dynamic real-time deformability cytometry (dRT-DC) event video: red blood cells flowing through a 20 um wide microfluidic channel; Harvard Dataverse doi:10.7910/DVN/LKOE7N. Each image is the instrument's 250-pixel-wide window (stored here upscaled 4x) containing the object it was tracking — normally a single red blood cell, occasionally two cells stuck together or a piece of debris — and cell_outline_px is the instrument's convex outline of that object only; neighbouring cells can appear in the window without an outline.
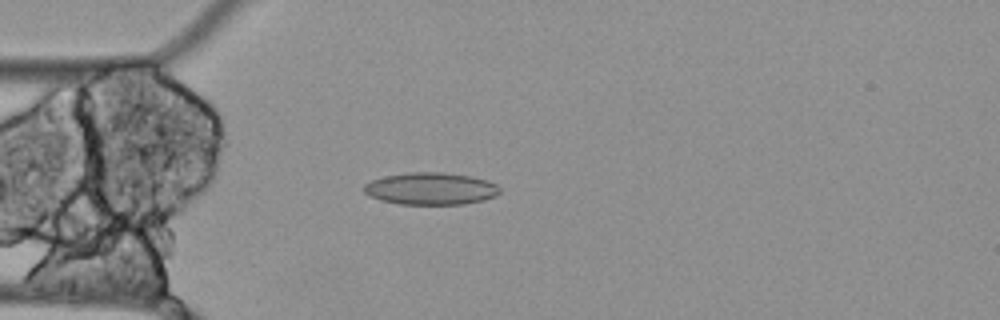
{"species": "Egyptian fruit bat (a non-hibernating species)", "species_latin": "Rousettus aegyptiacus", "temperature_condition": "cold", "stored_images_in_passage": 4, "camera_frame_rate_fps": 3000, "um_per_image_px": 0.085, "animal": {"sex": "female"}, "frame": {"image": 1, "passage_image": 4, "time_ms": 1.0, "image_size_px": [1000, 320], "cell_outline_px": [[500, 192], [496, 196], [484, 200], [464, 204], [400, 204], [380, 200], [368, 196], [364, 192], [364, 184], [372, 180], [384, 176], [408, 172], [444, 172], [472, 176], [488, 180], [496, 184], [500, 188]], "centroid_in_image_um": [36.63, 16.03], "position_along_channel_um": 48.4, "area_um2": 25.72}}